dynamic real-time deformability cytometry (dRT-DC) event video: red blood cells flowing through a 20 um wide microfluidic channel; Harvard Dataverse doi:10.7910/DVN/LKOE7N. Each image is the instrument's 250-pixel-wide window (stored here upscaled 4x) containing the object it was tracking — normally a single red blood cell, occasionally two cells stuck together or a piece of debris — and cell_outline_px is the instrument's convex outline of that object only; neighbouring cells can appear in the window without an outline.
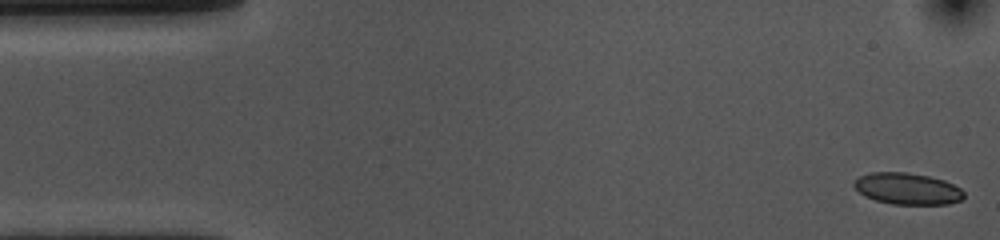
{"species": "common noctule bat (a hibernating species)", "species_latin": "Nyctalus noctula", "temperature_condition": "cold", "stored_images_in_passage": 54, "camera_frame_rate_fps": 3000, "um_per_image_px": 0.085, "animal": {"sex": "female", "body_mass_g": 10.0, "forearm_length_mm": 53.1}, "frame": {"image": 1, "passage_image": 1, "time_ms": 0.0, "image_size_px": [1000, 240], "cell_outline_px": [[964, 196], [960, 200], [948, 204], [892, 204], [876, 200], [864, 196], [852, 184], [852, 180], [860, 176], [872, 172], [904, 172], [928, 176], [944, 180], [960, 188], [964, 192]], "centroid_in_image_um": [77.1, 16.03], "position_along_channel_um": 7.9, "area_um2": 20.11}}
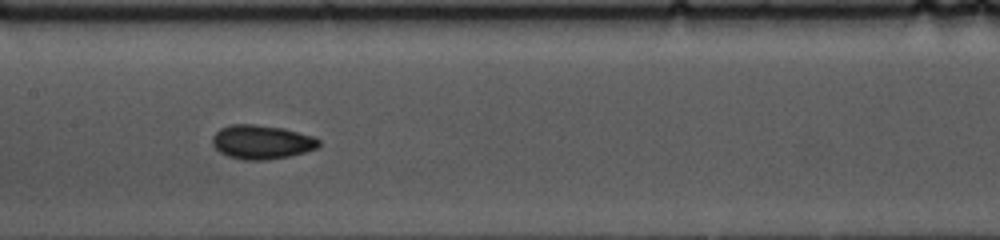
{"frame": {"image": 2, "passage_image": 25, "time_ms": 8.0, "image_size_px": [1000, 240], "cell_outline_px": [[320, 144], [316, 148], [292, 156], [268, 160], [244, 160], [228, 156], [220, 152], [212, 144], [212, 136], [220, 128], [232, 124], [256, 124], [284, 128], [312, 136], [320, 140]], "centroid_in_image_um": [22.23, 12.07], "position_along_channel_um": 185.2, "area_um2": 21.21}}
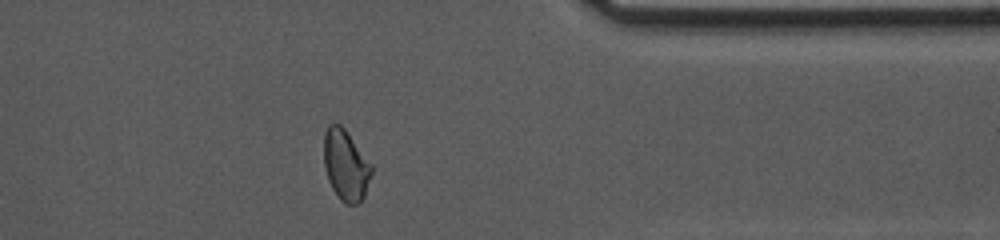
{"frame": {"image": 3, "passage_image": 43, "time_ms": 14.0, "image_size_px": [1000, 240], "cell_outline_px": [[372, 172], [364, 200], [356, 204], [344, 204], [340, 200], [332, 188], [328, 180], [324, 168], [324, 132], [328, 124], [340, 124], [344, 128], [372, 164]], "centroid_in_image_um": [29.39, 14.06], "position_along_channel_um": 382.0, "area_um2": 19.88}, "authors_computed_cell_mechanics": {"area_um2": 20.3167, "velocity_mm_per_s": 3.5733, "shape_relaxation_time_tau1_ms": 2.3899, "shape_relaxation_time_tau2_ms": 2.7302, "deformation_change_tau1": 0.0767, "deformation_change_tau2": 0.0653}}